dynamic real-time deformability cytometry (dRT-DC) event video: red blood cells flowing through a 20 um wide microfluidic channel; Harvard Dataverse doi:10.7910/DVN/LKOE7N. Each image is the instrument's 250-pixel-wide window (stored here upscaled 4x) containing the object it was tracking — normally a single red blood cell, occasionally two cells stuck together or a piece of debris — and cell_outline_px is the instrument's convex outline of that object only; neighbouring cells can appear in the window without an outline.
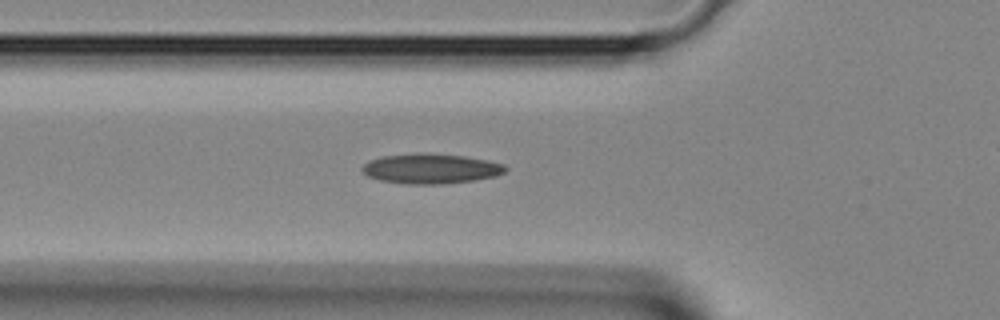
{"species": "Egyptian fruit bat (a non-hibernating species)", "species_latin": "Rousettus aegyptiacus", "temperature_condition": "room temperature", "stored_images_in_passage": 27, "camera_frame_rate_fps": 3000, "um_per_image_px": 0.085, "animal": {"sex": "female"}, "frame": {"image": 1, "passage_image": 5, "time_ms": 1.333, "image_size_px": [1000, 320], "cell_outline_px": [[508, 168], [504, 172], [496, 176], [472, 180], [440, 184], [404, 184], [380, 180], [368, 176], [360, 168], [368, 160], [384, 156], [416, 152], [424, 152], [464, 156], [488, 160], [504, 164]], "centroid_in_image_um": [36.6, 14.32], "position_along_channel_um": 89.2, "area_um2": 25.14}}
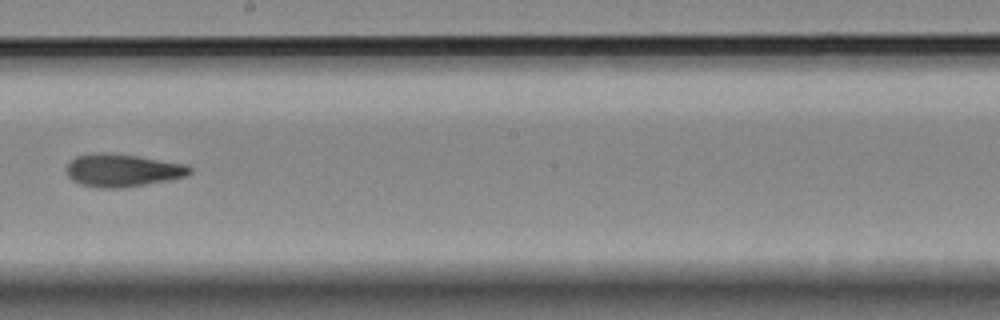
{"frame": {"image": 2, "passage_image": 14, "time_ms": 4.333, "image_size_px": [1000, 320], "cell_outline_px": [[192, 172], [188, 176], [168, 180], [124, 188], [96, 188], [80, 184], [72, 180], [68, 176], [68, 164], [76, 156], [100, 152], [112, 152], [188, 164], [192, 168]], "centroid_in_image_um": [10.45, 14.48], "position_along_channel_um": 237.7, "area_um2": 23.76}}
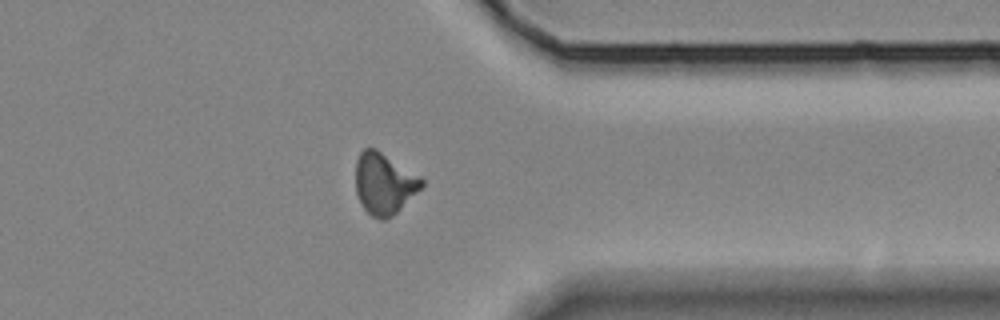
{"frame": {"image": 3, "passage_image": 23, "time_ms": 7.333, "image_size_px": [1000, 320], "cell_outline_px": [[424, 184], [392, 216], [384, 220], [380, 220], [372, 216], [360, 204], [356, 192], [356, 160], [360, 152], [364, 148], [376, 148], [420, 176], [424, 180]], "centroid_in_image_um": [32.62, 15.59], "position_along_channel_um": 378.8, "area_um2": 23.41}}